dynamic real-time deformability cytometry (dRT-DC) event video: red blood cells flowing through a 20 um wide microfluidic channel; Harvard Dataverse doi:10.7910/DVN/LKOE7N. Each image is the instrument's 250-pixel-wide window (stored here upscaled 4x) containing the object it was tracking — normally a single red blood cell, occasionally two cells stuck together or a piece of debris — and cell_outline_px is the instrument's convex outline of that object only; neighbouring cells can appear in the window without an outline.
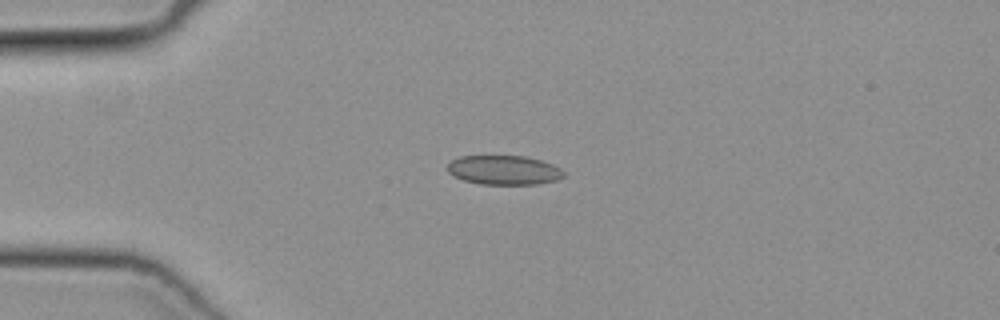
{"species": "common noctule bat (a hibernating species)", "species_latin": "Nyctalus noctula", "temperature_condition": "cold", "stored_images_in_passage": 38, "camera_frame_rate_fps": 3000, "um_per_image_px": 0.085, "animal": {"sex": "female", "body_mass_g": 19.3, "forearm_length_mm": 54.1}, "frame": {"image": 1, "passage_image": 1, "time_ms": 0.0, "image_size_px": [1000, 320], "cell_outline_px": [[564, 176], [556, 180], [536, 184], [480, 184], [464, 180], [452, 176], [448, 172], [448, 164], [452, 160], [460, 156], [524, 156], [540, 160], [552, 164], [560, 168], [564, 172]], "centroid_in_image_um": [42.82, 14.46], "position_along_channel_um": 42.2, "area_um2": 19.77}}
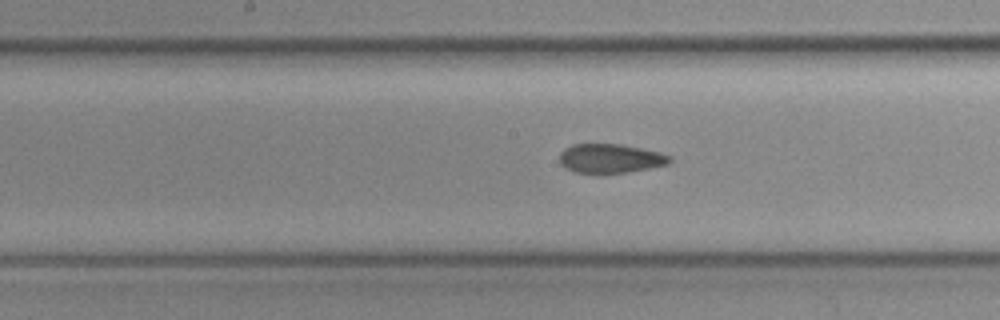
{"frame": {"image": 2, "passage_image": 14, "time_ms": 4.333, "image_size_px": [1000, 320], "cell_outline_px": [[672, 160], [668, 164], [628, 172], [596, 176], [576, 172], [564, 168], [560, 164], [560, 152], [564, 148], [572, 144], [620, 144], [660, 152], [672, 156]], "centroid_in_image_um": [51.84, 13.5], "position_along_channel_um": 196.4, "area_um2": 19.31}}
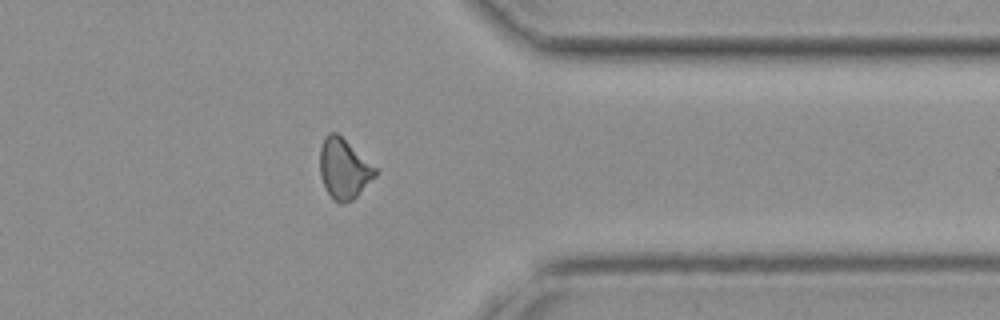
{"frame": {"image": 3, "passage_image": 28, "time_ms": 9.0, "image_size_px": [1000, 320], "cell_outline_px": [[376, 176], [352, 200], [344, 204], [340, 204], [332, 200], [324, 188], [320, 176], [320, 148], [324, 136], [328, 132], [336, 132], [376, 168]], "centroid_in_image_um": [29.18, 14.37], "position_along_channel_um": 382.2, "area_um2": 19.36}}